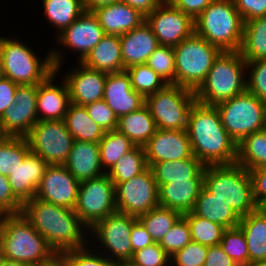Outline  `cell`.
Wrapping results in <instances>:
<instances>
[{
	"mask_svg": "<svg viewBox=\"0 0 266 266\" xmlns=\"http://www.w3.org/2000/svg\"><path fill=\"white\" fill-rule=\"evenodd\" d=\"M186 131L193 155L205 166L236 163L237 144L224 128L218 110L195 100Z\"/></svg>",
	"mask_w": 266,
	"mask_h": 266,
	"instance_id": "obj_1",
	"label": "cell"
},
{
	"mask_svg": "<svg viewBox=\"0 0 266 266\" xmlns=\"http://www.w3.org/2000/svg\"><path fill=\"white\" fill-rule=\"evenodd\" d=\"M21 213L54 252L64 253L83 248L91 242L87 234L89 229L72 209L34 197L22 205Z\"/></svg>",
	"mask_w": 266,
	"mask_h": 266,
	"instance_id": "obj_2",
	"label": "cell"
},
{
	"mask_svg": "<svg viewBox=\"0 0 266 266\" xmlns=\"http://www.w3.org/2000/svg\"><path fill=\"white\" fill-rule=\"evenodd\" d=\"M61 51L51 48L42 59L23 41L1 36L0 60L4 77L18 85H38L62 69Z\"/></svg>",
	"mask_w": 266,
	"mask_h": 266,
	"instance_id": "obj_3",
	"label": "cell"
},
{
	"mask_svg": "<svg viewBox=\"0 0 266 266\" xmlns=\"http://www.w3.org/2000/svg\"><path fill=\"white\" fill-rule=\"evenodd\" d=\"M54 251L22 213L4 214L0 221V258L37 266Z\"/></svg>",
	"mask_w": 266,
	"mask_h": 266,
	"instance_id": "obj_4",
	"label": "cell"
},
{
	"mask_svg": "<svg viewBox=\"0 0 266 266\" xmlns=\"http://www.w3.org/2000/svg\"><path fill=\"white\" fill-rule=\"evenodd\" d=\"M194 22L195 34L222 52L240 50L244 21L233 0L212 1Z\"/></svg>",
	"mask_w": 266,
	"mask_h": 266,
	"instance_id": "obj_5",
	"label": "cell"
},
{
	"mask_svg": "<svg viewBox=\"0 0 266 266\" xmlns=\"http://www.w3.org/2000/svg\"><path fill=\"white\" fill-rule=\"evenodd\" d=\"M246 75V61L239 51L221 52L195 91L196 101L215 106L244 93Z\"/></svg>",
	"mask_w": 266,
	"mask_h": 266,
	"instance_id": "obj_6",
	"label": "cell"
},
{
	"mask_svg": "<svg viewBox=\"0 0 266 266\" xmlns=\"http://www.w3.org/2000/svg\"><path fill=\"white\" fill-rule=\"evenodd\" d=\"M203 187L224 200L240 217L259 208L253 197L250 173L237 163L206 166Z\"/></svg>",
	"mask_w": 266,
	"mask_h": 266,
	"instance_id": "obj_7",
	"label": "cell"
},
{
	"mask_svg": "<svg viewBox=\"0 0 266 266\" xmlns=\"http://www.w3.org/2000/svg\"><path fill=\"white\" fill-rule=\"evenodd\" d=\"M175 85L196 91L222 52L195 33L174 46Z\"/></svg>",
	"mask_w": 266,
	"mask_h": 266,
	"instance_id": "obj_8",
	"label": "cell"
},
{
	"mask_svg": "<svg viewBox=\"0 0 266 266\" xmlns=\"http://www.w3.org/2000/svg\"><path fill=\"white\" fill-rule=\"evenodd\" d=\"M215 107L224 128L236 144L248 135L263 130L266 102L247 91Z\"/></svg>",
	"mask_w": 266,
	"mask_h": 266,
	"instance_id": "obj_9",
	"label": "cell"
},
{
	"mask_svg": "<svg viewBox=\"0 0 266 266\" xmlns=\"http://www.w3.org/2000/svg\"><path fill=\"white\" fill-rule=\"evenodd\" d=\"M195 91L168 84L145 98L157 129L186 130L189 110L195 102Z\"/></svg>",
	"mask_w": 266,
	"mask_h": 266,
	"instance_id": "obj_10",
	"label": "cell"
},
{
	"mask_svg": "<svg viewBox=\"0 0 266 266\" xmlns=\"http://www.w3.org/2000/svg\"><path fill=\"white\" fill-rule=\"evenodd\" d=\"M137 219L138 217L119 211L106 216L89 229V240L94 237L95 243L99 244L93 245V248L98 247V250L100 248L98 252L104 253V256L112 262L130 261L134 254L130 234Z\"/></svg>",
	"mask_w": 266,
	"mask_h": 266,
	"instance_id": "obj_11",
	"label": "cell"
},
{
	"mask_svg": "<svg viewBox=\"0 0 266 266\" xmlns=\"http://www.w3.org/2000/svg\"><path fill=\"white\" fill-rule=\"evenodd\" d=\"M74 211L88 229L117 211L115 185L107 173L80 182Z\"/></svg>",
	"mask_w": 266,
	"mask_h": 266,
	"instance_id": "obj_12",
	"label": "cell"
},
{
	"mask_svg": "<svg viewBox=\"0 0 266 266\" xmlns=\"http://www.w3.org/2000/svg\"><path fill=\"white\" fill-rule=\"evenodd\" d=\"M25 138L30 152L49 165H64L74 143L64 120L38 121Z\"/></svg>",
	"mask_w": 266,
	"mask_h": 266,
	"instance_id": "obj_13",
	"label": "cell"
},
{
	"mask_svg": "<svg viewBox=\"0 0 266 266\" xmlns=\"http://www.w3.org/2000/svg\"><path fill=\"white\" fill-rule=\"evenodd\" d=\"M114 185L119 212L139 217L159 206L158 185L149 166L130 180Z\"/></svg>",
	"mask_w": 266,
	"mask_h": 266,
	"instance_id": "obj_14",
	"label": "cell"
},
{
	"mask_svg": "<svg viewBox=\"0 0 266 266\" xmlns=\"http://www.w3.org/2000/svg\"><path fill=\"white\" fill-rule=\"evenodd\" d=\"M159 45L176 46L195 33L194 19L164 0L145 17Z\"/></svg>",
	"mask_w": 266,
	"mask_h": 266,
	"instance_id": "obj_15",
	"label": "cell"
},
{
	"mask_svg": "<svg viewBox=\"0 0 266 266\" xmlns=\"http://www.w3.org/2000/svg\"><path fill=\"white\" fill-rule=\"evenodd\" d=\"M38 85H19L15 102L0 117V136L25 137L38 122Z\"/></svg>",
	"mask_w": 266,
	"mask_h": 266,
	"instance_id": "obj_16",
	"label": "cell"
},
{
	"mask_svg": "<svg viewBox=\"0 0 266 266\" xmlns=\"http://www.w3.org/2000/svg\"><path fill=\"white\" fill-rule=\"evenodd\" d=\"M80 182L64 165H49L37 188L35 197L74 210Z\"/></svg>",
	"mask_w": 266,
	"mask_h": 266,
	"instance_id": "obj_17",
	"label": "cell"
},
{
	"mask_svg": "<svg viewBox=\"0 0 266 266\" xmlns=\"http://www.w3.org/2000/svg\"><path fill=\"white\" fill-rule=\"evenodd\" d=\"M104 29L93 11L85 10L70 26L56 35L58 43L78 52V62H81L88 53L105 36Z\"/></svg>",
	"mask_w": 266,
	"mask_h": 266,
	"instance_id": "obj_18",
	"label": "cell"
},
{
	"mask_svg": "<svg viewBox=\"0 0 266 266\" xmlns=\"http://www.w3.org/2000/svg\"><path fill=\"white\" fill-rule=\"evenodd\" d=\"M144 149L147 163L176 161L194 156L186 130L157 129Z\"/></svg>",
	"mask_w": 266,
	"mask_h": 266,
	"instance_id": "obj_19",
	"label": "cell"
},
{
	"mask_svg": "<svg viewBox=\"0 0 266 266\" xmlns=\"http://www.w3.org/2000/svg\"><path fill=\"white\" fill-rule=\"evenodd\" d=\"M77 64V68L70 69L69 73L62 76L68 85L71 103L85 106L103 99L107 73L89 68L78 61Z\"/></svg>",
	"mask_w": 266,
	"mask_h": 266,
	"instance_id": "obj_20",
	"label": "cell"
},
{
	"mask_svg": "<svg viewBox=\"0 0 266 266\" xmlns=\"http://www.w3.org/2000/svg\"><path fill=\"white\" fill-rule=\"evenodd\" d=\"M103 99L114 111L117 118L140 109L145 98L136 92L126 70L107 73Z\"/></svg>",
	"mask_w": 266,
	"mask_h": 266,
	"instance_id": "obj_21",
	"label": "cell"
},
{
	"mask_svg": "<svg viewBox=\"0 0 266 266\" xmlns=\"http://www.w3.org/2000/svg\"><path fill=\"white\" fill-rule=\"evenodd\" d=\"M57 74V71L53 72L44 82L38 84V121L64 120L71 104L66 81L62 79L60 85L54 84Z\"/></svg>",
	"mask_w": 266,
	"mask_h": 266,
	"instance_id": "obj_22",
	"label": "cell"
},
{
	"mask_svg": "<svg viewBox=\"0 0 266 266\" xmlns=\"http://www.w3.org/2000/svg\"><path fill=\"white\" fill-rule=\"evenodd\" d=\"M206 166L189 180L163 184L158 188L159 206L186 214L192 211L195 201L203 187Z\"/></svg>",
	"mask_w": 266,
	"mask_h": 266,
	"instance_id": "obj_23",
	"label": "cell"
},
{
	"mask_svg": "<svg viewBox=\"0 0 266 266\" xmlns=\"http://www.w3.org/2000/svg\"><path fill=\"white\" fill-rule=\"evenodd\" d=\"M49 164L31 152L9 174L14 195L24 204L35 197L37 188Z\"/></svg>",
	"mask_w": 266,
	"mask_h": 266,
	"instance_id": "obj_24",
	"label": "cell"
},
{
	"mask_svg": "<svg viewBox=\"0 0 266 266\" xmlns=\"http://www.w3.org/2000/svg\"><path fill=\"white\" fill-rule=\"evenodd\" d=\"M123 69L147 63L150 55L159 47L158 39L146 21L120 36Z\"/></svg>",
	"mask_w": 266,
	"mask_h": 266,
	"instance_id": "obj_25",
	"label": "cell"
},
{
	"mask_svg": "<svg viewBox=\"0 0 266 266\" xmlns=\"http://www.w3.org/2000/svg\"><path fill=\"white\" fill-rule=\"evenodd\" d=\"M64 166L79 181L105 174L100 162L99 143L74 140Z\"/></svg>",
	"mask_w": 266,
	"mask_h": 266,
	"instance_id": "obj_26",
	"label": "cell"
},
{
	"mask_svg": "<svg viewBox=\"0 0 266 266\" xmlns=\"http://www.w3.org/2000/svg\"><path fill=\"white\" fill-rule=\"evenodd\" d=\"M105 34L121 36L138 27L145 17L130 5L117 2L93 10Z\"/></svg>",
	"mask_w": 266,
	"mask_h": 266,
	"instance_id": "obj_27",
	"label": "cell"
},
{
	"mask_svg": "<svg viewBox=\"0 0 266 266\" xmlns=\"http://www.w3.org/2000/svg\"><path fill=\"white\" fill-rule=\"evenodd\" d=\"M81 63L106 73L123 71L120 36L106 34Z\"/></svg>",
	"mask_w": 266,
	"mask_h": 266,
	"instance_id": "obj_28",
	"label": "cell"
},
{
	"mask_svg": "<svg viewBox=\"0 0 266 266\" xmlns=\"http://www.w3.org/2000/svg\"><path fill=\"white\" fill-rule=\"evenodd\" d=\"M191 213L217 223L225 229L238 227L241 219L231 206L204 187L201 188Z\"/></svg>",
	"mask_w": 266,
	"mask_h": 266,
	"instance_id": "obj_29",
	"label": "cell"
},
{
	"mask_svg": "<svg viewBox=\"0 0 266 266\" xmlns=\"http://www.w3.org/2000/svg\"><path fill=\"white\" fill-rule=\"evenodd\" d=\"M238 227L242 230L249 254V263L266 260V212L258 208L241 217Z\"/></svg>",
	"mask_w": 266,
	"mask_h": 266,
	"instance_id": "obj_30",
	"label": "cell"
},
{
	"mask_svg": "<svg viewBox=\"0 0 266 266\" xmlns=\"http://www.w3.org/2000/svg\"><path fill=\"white\" fill-rule=\"evenodd\" d=\"M116 130L128 137L135 146H144L155 134L157 127L149 108L144 105L118 118Z\"/></svg>",
	"mask_w": 266,
	"mask_h": 266,
	"instance_id": "obj_31",
	"label": "cell"
},
{
	"mask_svg": "<svg viewBox=\"0 0 266 266\" xmlns=\"http://www.w3.org/2000/svg\"><path fill=\"white\" fill-rule=\"evenodd\" d=\"M158 188L163 184L194 178L205 165L195 156L176 161L147 163Z\"/></svg>",
	"mask_w": 266,
	"mask_h": 266,
	"instance_id": "obj_32",
	"label": "cell"
},
{
	"mask_svg": "<svg viewBox=\"0 0 266 266\" xmlns=\"http://www.w3.org/2000/svg\"><path fill=\"white\" fill-rule=\"evenodd\" d=\"M64 121L74 140L99 143L105 131L94 122L84 106L70 104Z\"/></svg>",
	"mask_w": 266,
	"mask_h": 266,
	"instance_id": "obj_33",
	"label": "cell"
},
{
	"mask_svg": "<svg viewBox=\"0 0 266 266\" xmlns=\"http://www.w3.org/2000/svg\"><path fill=\"white\" fill-rule=\"evenodd\" d=\"M239 52L246 62L266 59V17L244 22Z\"/></svg>",
	"mask_w": 266,
	"mask_h": 266,
	"instance_id": "obj_34",
	"label": "cell"
},
{
	"mask_svg": "<svg viewBox=\"0 0 266 266\" xmlns=\"http://www.w3.org/2000/svg\"><path fill=\"white\" fill-rule=\"evenodd\" d=\"M44 16L57 35L70 26L84 11L82 0H42Z\"/></svg>",
	"mask_w": 266,
	"mask_h": 266,
	"instance_id": "obj_35",
	"label": "cell"
},
{
	"mask_svg": "<svg viewBox=\"0 0 266 266\" xmlns=\"http://www.w3.org/2000/svg\"><path fill=\"white\" fill-rule=\"evenodd\" d=\"M236 163L252 170L266 165V134L254 132L237 144Z\"/></svg>",
	"mask_w": 266,
	"mask_h": 266,
	"instance_id": "obj_36",
	"label": "cell"
},
{
	"mask_svg": "<svg viewBox=\"0 0 266 266\" xmlns=\"http://www.w3.org/2000/svg\"><path fill=\"white\" fill-rule=\"evenodd\" d=\"M135 147L134 143L117 130L107 131L99 141L100 162L107 173L117 161Z\"/></svg>",
	"mask_w": 266,
	"mask_h": 266,
	"instance_id": "obj_37",
	"label": "cell"
},
{
	"mask_svg": "<svg viewBox=\"0 0 266 266\" xmlns=\"http://www.w3.org/2000/svg\"><path fill=\"white\" fill-rule=\"evenodd\" d=\"M147 167L144 146H135L117 161L107 175L113 183H122L140 174Z\"/></svg>",
	"mask_w": 266,
	"mask_h": 266,
	"instance_id": "obj_38",
	"label": "cell"
},
{
	"mask_svg": "<svg viewBox=\"0 0 266 266\" xmlns=\"http://www.w3.org/2000/svg\"><path fill=\"white\" fill-rule=\"evenodd\" d=\"M30 153L25 137L0 136V174L8 176Z\"/></svg>",
	"mask_w": 266,
	"mask_h": 266,
	"instance_id": "obj_39",
	"label": "cell"
},
{
	"mask_svg": "<svg viewBox=\"0 0 266 266\" xmlns=\"http://www.w3.org/2000/svg\"><path fill=\"white\" fill-rule=\"evenodd\" d=\"M183 215L176 210L158 206L138 217L155 242H160L165 233Z\"/></svg>",
	"mask_w": 266,
	"mask_h": 266,
	"instance_id": "obj_40",
	"label": "cell"
},
{
	"mask_svg": "<svg viewBox=\"0 0 266 266\" xmlns=\"http://www.w3.org/2000/svg\"><path fill=\"white\" fill-rule=\"evenodd\" d=\"M132 88L144 98L164 89L168 83L146 63L126 69Z\"/></svg>",
	"mask_w": 266,
	"mask_h": 266,
	"instance_id": "obj_41",
	"label": "cell"
},
{
	"mask_svg": "<svg viewBox=\"0 0 266 266\" xmlns=\"http://www.w3.org/2000/svg\"><path fill=\"white\" fill-rule=\"evenodd\" d=\"M183 217L188 221L192 241L206 246L219 245L225 230L223 226L191 212L183 214Z\"/></svg>",
	"mask_w": 266,
	"mask_h": 266,
	"instance_id": "obj_42",
	"label": "cell"
},
{
	"mask_svg": "<svg viewBox=\"0 0 266 266\" xmlns=\"http://www.w3.org/2000/svg\"><path fill=\"white\" fill-rule=\"evenodd\" d=\"M219 245L237 266L249 264L246 238L239 227L225 229Z\"/></svg>",
	"mask_w": 266,
	"mask_h": 266,
	"instance_id": "obj_43",
	"label": "cell"
},
{
	"mask_svg": "<svg viewBox=\"0 0 266 266\" xmlns=\"http://www.w3.org/2000/svg\"><path fill=\"white\" fill-rule=\"evenodd\" d=\"M146 64L168 84L175 85V54L172 46L157 47Z\"/></svg>",
	"mask_w": 266,
	"mask_h": 266,
	"instance_id": "obj_44",
	"label": "cell"
},
{
	"mask_svg": "<svg viewBox=\"0 0 266 266\" xmlns=\"http://www.w3.org/2000/svg\"><path fill=\"white\" fill-rule=\"evenodd\" d=\"M192 241L188 221L182 216L159 242L166 254L171 257Z\"/></svg>",
	"mask_w": 266,
	"mask_h": 266,
	"instance_id": "obj_45",
	"label": "cell"
},
{
	"mask_svg": "<svg viewBox=\"0 0 266 266\" xmlns=\"http://www.w3.org/2000/svg\"><path fill=\"white\" fill-rule=\"evenodd\" d=\"M246 71V91L266 102V59L246 62Z\"/></svg>",
	"mask_w": 266,
	"mask_h": 266,
	"instance_id": "obj_46",
	"label": "cell"
},
{
	"mask_svg": "<svg viewBox=\"0 0 266 266\" xmlns=\"http://www.w3.org/2000/svg\"><path fill=\"white\" fill-rule=\"evenodd\" d=\"M208 246L191 241L170 257V266L205 265Z\"/></svg>",
	"mask_w": 266,
	"mask_h": 266,
	"instance_id": "obj_47",
	"label": "cell"
},
{
	"mask_svg": "<svg viewBox=\"0 0 266 266\" xmlns=\"http://www.w3.org/2000/svg\"><path fill=\"white\" fill-rule=\"evenodd\" d=\"M64 252L67 255L69 266H112L113 262L107 259L104 254L96 252L98 250L91 246ZM94 250V251H93Z\"/></svg>",
	"mask_w": 266,
	"mask_h": 266,
	"instance_id": "obj_48",
	"label": "cell"
},
{
	"mask_svg": "<svg viewBox=\"0 0 266 266\" xmlns=\"http://www.w3.org/2000/svg\"><path fill=\"white\" fill-rule=\"evenodd\" d=\"M130 261L136 266H170V257L158 242L135 251Z\"/></svg>",
	"mask_w": 266,
	"mask_h": 266,
	"instance_id": "obj_49",
	"label": "cell"
},
{
	"mask_svg": "<svg viewBox=\"0 0 266 266\" xmlns=\"http://www.w3.org/2000/svg\"><path fill=\"white\" fill-rule=\"evenodd\" d=\"M84 107L90 118L105 132L116 130L118 118L104 99L88 103Z\"/></svg>",
	"mask_w": 266,
	"mask_h": 266,
	"instance_id": "obj_50",
	"label": "cell"
},
{
	"mask_svg": "<svg viewBox=\"0 0 266 266\" xmlns=\"http://www.w3.org/2000/svg\"><path fill=\"white\" fill-rule=\"evenodd\" d=\"M23 203L14 195L8 177L0 174V214L21 213Z\"/></svg>",
	"mask_w": 266,
	"mask_h": 266,
	"instance_id": "obj_51",
	"label": "cell"
},
{
	"mask_svg": "<svg viewBox=\"0 0 266 266\" xmlns=\"http://www.w3.org/2000/svg\"><path fill=\"white\" fill-rule=\"evenodd\" d=\"M243 21L266 17V0H233Z\"/></svg>",
	"mask_w": 266,
	"mask_h": 266,
	"instance_id": "obj_52",
	"label": "cell"
},
{
	"mask_svg": "<svg viewBox=\"0 0 266 266\" xmlns=\"http://www.w3.org/2000/svg\"><path fill=\"white\" fill-rule=\"evenodd\" d=\"M252 184L253 197L259 208L266 205V165L249 170Z\"/></svg>",
	"mask_w": 266,
	"mask_h": 266,
	"instance_id": "obj_53",
	"label": "cell"
},
{
	"mask_svg": "<svg viewBox=\"0 0 266 266\" xmlns=\"http://www.w3.org/2000/svg\"><path fill=\"white\" fill-rule=\"evenodd\" d=\"M130 242L133 248V253L148 245H151L155 241L150 236L142 222L137 219L132 226L130 234Z\"/></svg>",
	"mask_w": 266,
	"mask_h": 266,
	"instance_id": "obj_54",
	"label": "cell"
},
{
	"mask_svg": "<svg viewBox=\"0 0 266 266\" xmlns=\"http://www.w3.org/2000/svg\"><path fill=\"white\" fill-rule=\"evenodd\" d=\"M18 86L9 78L3 77L0 80V117L15 102V93Z\"/></svg>",
	"mask_w": 266,
	"mask_h": 266,
	"instance_id": "obj_55",
	"label": "cell"
},
{
	"mask_svg": "<svg viewBox=\"0 0 266 266\" xmlns=\"http://www.w3.org/2000/svg\"><path fill=\"white\" fill-rule=\"evenodd\" d=\"M174 7L195 19L214 0H168Z\"/></svg>",
	"mask_w": 266,
	"mask_h": 266,
	"instance_id": "obj_56",
	"label": "cell"
},
{
	"mask_svg": "<svg viewBox=\"0 0 266 266\" xmlns=\"http://www.w3.org/2000/svg\"><path fill=\"white\" fill-rule=\"evenodd\" d=\"M205 266H237L236 263L223 252L220 245L208 246Z\"/></svg>",
	"mask_w": 266,
	"mask_h": 266,
	"instance_id": "obj_57",
	"label": "cell"
},
{
	"mask_svg": "<svg viewBox=\"0 0 266 266\" xmlns=\"http://www.w3.org/2000/svg\"><path fill=\"white\" fill-rule=\"evenodd\" d=\"M164 0H120L137 10L144 17L149 15L156 9Z\"/></svg>",
	"mask_w": 266,
	"mask_h": 266,
	"instance_id": "obj_58",
	"label": "cell"
},
{
	"mask_svg": "<svg viewBox=\"0 0 266 266\" xmlns=\"http://www.w3.org/2000/svg\"><path fill=\"white\" fill-rule=\"evenodd\" d=\"M37 266H69V261L65 253L54 252L48 259Z\"/></svg>",
	"mask_w": 266,
	"mask_h": 266,
	"instance_id": "obj_59",
	"label": "cell"
},
{
	"mask_svg": "<svg viewBox=\"0 0 266 266\" xmlns=\"http://www.w3.org/2000/svg\"><path fill=\"white\" fill-rule=\"evenodd\" d=\"M120 2V0H82L85 10L93 11L94 9Z\"/></svg>",
	"mask_w": 266,
	"mask_h": 266,
	"instance_id": "obj_60",
	"label": "cell"
},
{
	"mask_svg": "<svg viewBox=\"0 0 266 266\" xmlns=\"http://www.w3.org/2000/svg\"><path fill=\"white\" fill-rule=\"evenodd\" d=\"M0 266H33L28 263L8 261L0 258Z\"/></svg>",
	"mask_w": 266,
	"mask_h": 266,
	"instance_id": "obj_61",
	"label": "cell"
},
{
	"mask_svg": "<svg viewBox=\"0 0 266 266\" xmlns=\"http://www.w3.org/2000/svg\"><path fill=\"white\" fill-rule=\"evenodd\" d=\"M112 266H136L131 261H113Z\"/></svg>",
	"mask_w": 266,
	"mask_h": 266,
	"instance_id": "obj_62",
	"label": "cell"
},
{
	"mask_svg": "<svg viewBox=\"0 0 266 266\" xmlns=\"http://www.w3.org/2000/svg\"><path fill=\"white\" fill-rule=\"evenodd\" d=\"M246 266H266V260L252 262V263L247 264Z\"/></svg>",
	"mask_w": 266,
	"mask_h": 266,
	"instance_id": "obj_63",
	"label": "cell"
},
{
	"mask_svg": "<svg viewBox=\"0 0 266 266\" xmlns=\"http://www.w3.org/2000/svg\"><path fill=\"white\" fill-rule=\"evenodd\" d=\"M4 77L3 69H2V64L0 60V80Z\"/></svg>",
	"mask_w": 266,
	"mask_h": 266,
	"instance_id": "obj_64",
	"label": "cell"
},
{
	"mask_svg": "<svg viewBox=\"0 0 266 266\" xmlns=\"http://www.w3.org/2000/svg\"><path fill=\"white\" fill-rule=\"evenodd\" d=\"M262 131L266 134V120H265V123H264L263 130Z\"/></svg>",
	"mask_w": 266,
	"mask_h": 266,
	"instance_id": "obj_65",
	"label": "cell"
}]
</instances>
